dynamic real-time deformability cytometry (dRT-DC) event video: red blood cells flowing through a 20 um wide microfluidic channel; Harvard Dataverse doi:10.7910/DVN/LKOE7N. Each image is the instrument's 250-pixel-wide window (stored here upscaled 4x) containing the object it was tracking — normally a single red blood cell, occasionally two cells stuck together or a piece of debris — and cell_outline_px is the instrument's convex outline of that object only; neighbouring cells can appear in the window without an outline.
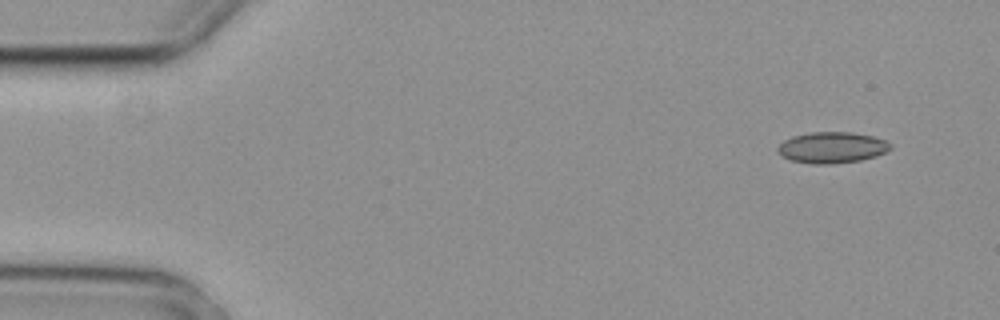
{"species": "common noctule bat (a hibernating species)", "species_latin": "Nyctalus noctula", "temperature_condition": "cold", "stored_images_in_passage": 6, "camera_frame_rate_fps": 3000, "um_per_image_px": 0.085, "animal": {"sex": "female", "body_mass_g": 29.2, "forearm_length_mm": 56.3}, "frame": {"image": 1, "passage_image": 1, "time_ms": 0.0, "image_size_px": [1000, 320], "cell_outline_px": [[892, 148], [876, 156], [860, 160], [832, 164], [812, 164], [788, 160], [776, 152], [776, 148], [784, 140], [792, 136], [812, 132], [852, 132], [872, 136], [884, 140], [892, 144]], "centroid_in_image_um": [70.68, 12.54], "position_along_channel_um": 14.3, "area_um2": 20.58}}